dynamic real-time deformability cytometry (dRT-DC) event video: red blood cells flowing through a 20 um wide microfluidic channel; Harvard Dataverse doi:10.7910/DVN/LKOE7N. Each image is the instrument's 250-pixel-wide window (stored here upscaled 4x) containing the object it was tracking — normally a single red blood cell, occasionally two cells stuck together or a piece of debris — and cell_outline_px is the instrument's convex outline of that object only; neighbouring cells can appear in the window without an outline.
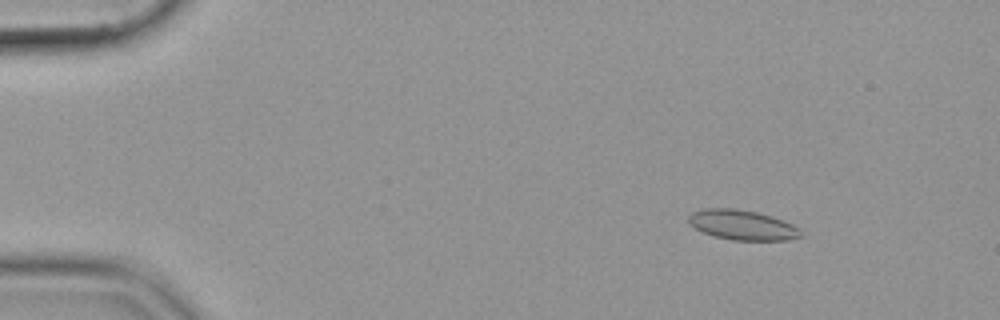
{"species": "common noctule bat (a hibernating species)", "species_latin": "Nyctalus noctula", "temperature_condition": "cold", "stored_images_in_passage": 56, "camera_frame_rate_fps": 3000, "um_per_image_px": 0.085, "animal": {"sex": "female", "body_mass_g": 19.9}, "frame": {"image": 1, "passage_image": 8, "time_ms": 2.333, "image_size_px": [1000, 320], "cell_outline_px": [[804, 236], [788, 240], [732, 240], [716, 236], [704, 232], [688, 224], [688, 216], [692, 212], [704, 208], [736, 208], [756, 212], [772, 216], [784, 220], [800, 228]], "centroid_in_image_um": [63.13, 19.12], "position_along_channel_um": 21.9, "area_um2": 19.71}}
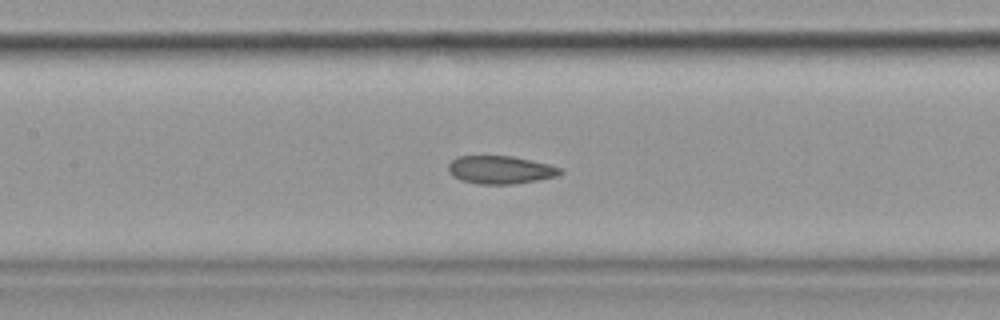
{"frame": {"image": 2, "passage_image": 27, "time_ms": 8.667, "image_size_px": [1000, 320], "cell_outline_px": [[564, 172], [556, 176], [536, 180], [512, 184], [480, 184], [460, 180], [452, 176], [448, 172], [448, 164], [456, 156], [512, 156], [548, 164], [564, 168]], "centroid_in_image_um": [42.52, 14.43], "position_along_channel_um": 164.9, "area_um2": 18.32}}
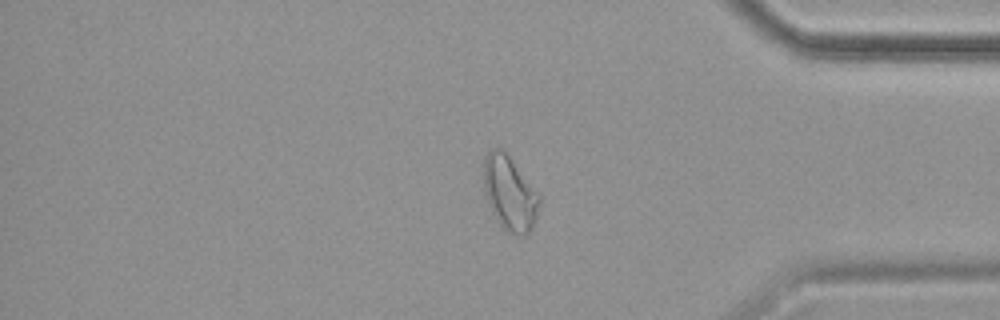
{"frame": {"image": 3, "passage_image": 47, "time_ms": 15.333, "image_size_px": [1000, 320], "cell_outline_px": [[540, 204], [532, 228], [524, 236], [520, 236], [508, 232], [496, 220], [488, 204], [484, 192], [484, 156], [492, 148], [504, 148], [540, 192]], "centroid_in_image_um": [43.34, 16.38], "position_along_channel_um": 391.9, "area_um2": 24.74}}